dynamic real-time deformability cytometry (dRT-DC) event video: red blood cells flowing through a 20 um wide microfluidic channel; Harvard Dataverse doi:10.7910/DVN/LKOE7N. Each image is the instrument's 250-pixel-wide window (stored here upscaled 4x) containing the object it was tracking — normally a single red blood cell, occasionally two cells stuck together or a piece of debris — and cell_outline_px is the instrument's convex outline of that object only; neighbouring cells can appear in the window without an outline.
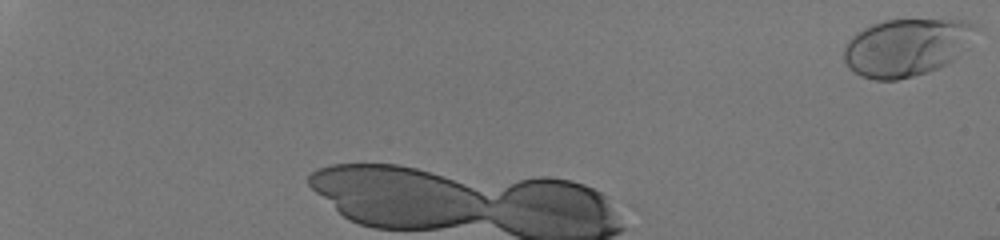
{"species": "human", "species_latin": "Homo sapiens", "temperature_condition": "room temperature", "stored_images_in_passage": 6, "camera_frame_rate_fps": 3000, "um_per_image_px": 0.085, "donor": {"sex": "male"}, "frame": {"image": 1, "passage_image": 1, "time_ms": 0.0, "image_size_px": [1000, 240], "cell_outline_px": [[972, 24], [952, 60], [936, 68], [912, 76], [896, 80], [876, 80], [860, 76], [848, 68], [844, 60], [844, 48], [848, 40], [856, 32], [872, 24], [884, 20], [968, 20]], "centroid_in_image_um": [76.82, 4.04], "position_along_channel_um": 8.2, "area_um2": 42.37}}